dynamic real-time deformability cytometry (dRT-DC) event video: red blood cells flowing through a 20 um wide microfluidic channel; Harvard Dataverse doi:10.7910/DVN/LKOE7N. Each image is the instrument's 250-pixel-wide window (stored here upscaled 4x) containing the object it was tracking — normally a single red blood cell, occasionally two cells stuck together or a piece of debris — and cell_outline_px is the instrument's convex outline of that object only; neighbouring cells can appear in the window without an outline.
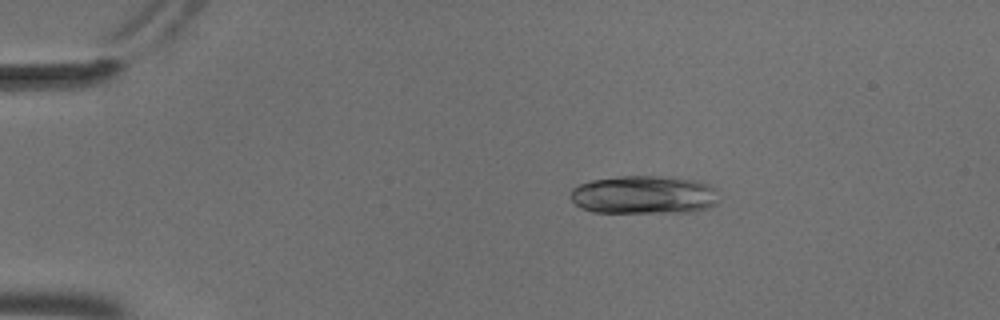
{"species": "common noctule bat (a hibernating species)", "species_latin": "Nyctalus noctula", "temperature_condition": "cold", "stored_images_in_passage": 51, "camera_frame_rate_fps": 3000, "um_per_image_px": 0.085, "animal": {"sex": "male", "body_mass_g": 18.8}, "frame": {"image": 1, "passage_image": 7, "time_ms": 2.0, "image_size_px": [1000, 320], "cell_outline_px": [[720, 200], [716, 204], [708, 208], [692, 212], [592, 212], [580, 208], [568, 196], [568, 192], [572, 188], [580, 184], [592, 180], [620, 176], [660, 176], [696, 180], [708, 184], [716, 188]], "centroid_in_image_um": [54.74, 16.56], "position_along_channel_um": 30.3, "area_um2": 33.58}}
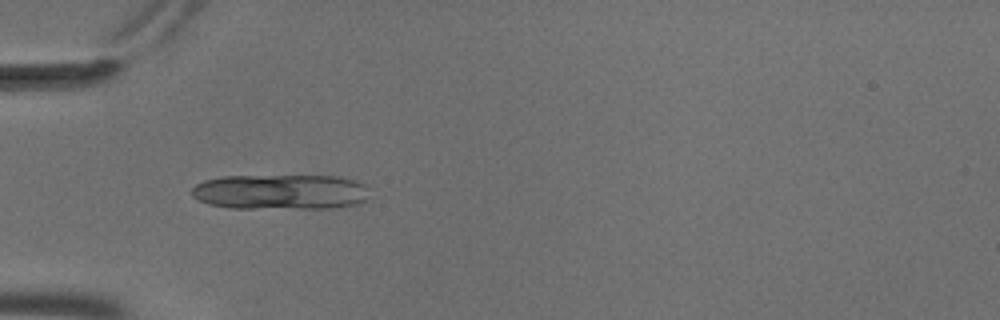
{"frame": {"image": 2, "passage_image": 14, "time_ms": 4.333, "image_size_px": [1000, 320], "cell_outline_px": [[368, 200], [356, 204], [336, 208], [228, 208], [208, 204], [192, 196], [192, 188], [196, 184], [204, 180], [224, 176], [336, 176], [352, 180], [364, 184]], "centroid_in_image_um": [23.82, 16.32], "position_along_channel_um": 61.2, "area_um2": 36.53}}